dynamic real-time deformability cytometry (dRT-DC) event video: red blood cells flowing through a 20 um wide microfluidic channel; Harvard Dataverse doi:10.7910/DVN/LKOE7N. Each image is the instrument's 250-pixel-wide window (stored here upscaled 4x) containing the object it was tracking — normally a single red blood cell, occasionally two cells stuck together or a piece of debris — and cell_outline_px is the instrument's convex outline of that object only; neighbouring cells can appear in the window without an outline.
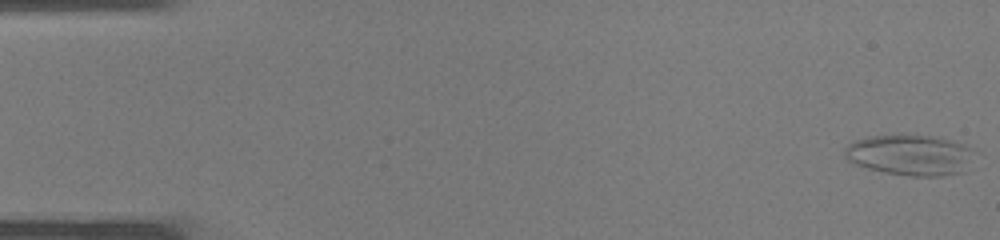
{"species": "common noctule bat (a hibernating species)", "species_latin": "Nyctalus noctula", "temperature_condition": "warm", "stored_images_in_passage": 39, "camera_frame_rate_fps": 3000, "um_per_image_px": 0.085, "animal": {"sex": "male", "body_mass_g": 19.0, "forearm_length_mm": 50.8}, "frame": {"image": 1, "passage_image": 1, "time_ms": 0.0, "image_size_px": [1000, 240], "cell_outline_px": [[976, 152], [964, 172], [944, 176], [912, 176], [884, 172], [868, 168], [856, 164], [848, 160], [844, 156], [844, 148], [852, 140], [872, 136], [932, 136], [952, 140], [964, 144], [972, 148]], "centroid_in_image_um": [77.39, 13.18], "position_along_channel_um": 7.6, "area_um2": 30.81}}
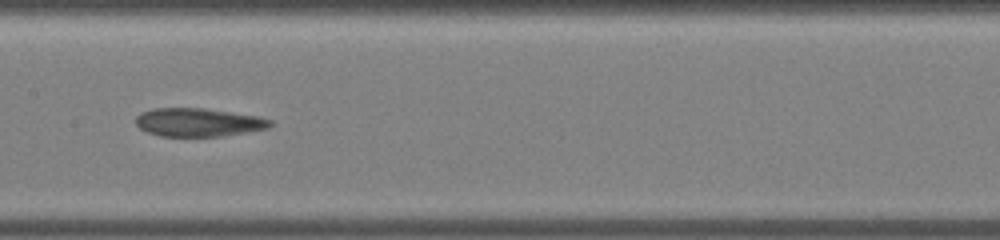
{"frame": {"image": 2, "passage_image": 20, "time_ms": 6.333, "image_size_px": [1000, 240], "cell_outline_px": [[272, 124], [268, 128], [220, 136], [160, 136], [148, 132], [140, 128], [136, 124], [136, 116], [140, 112], [156, 108], [204, 108], [260, 116], [272, 120]], "centroid_in_image_um": [16.86, 10.39], "position_along_channel_um": 190.5, "area_um2": 22.14}}
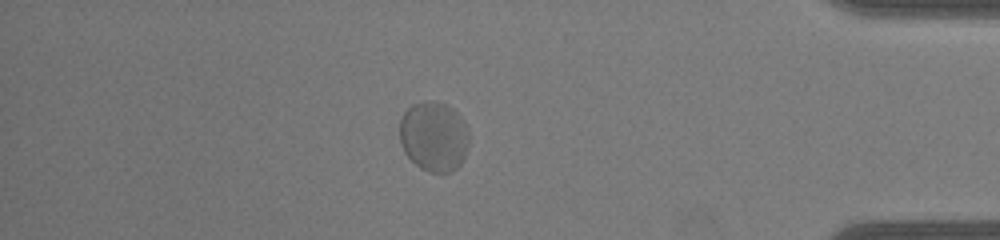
{"frame": {"image": 3, "passage_image": 34, "time_ms": 11.0, "image_size_px": [1000, 240], "cell_outline_px": [[468, 144], [464, 156], [460, 164], [452, 172], [428, 172], [420, 168], [404, 152], [400, 144], [400, 120], [404, 112], [412, 104], [432, 100], [444, 104], [452, 108], [464, 120], [468, 132]], "centroid_in_image_um": [36.87, 11.6], "position_along_channel_um": 398.3, "area_um2": 28.26}}